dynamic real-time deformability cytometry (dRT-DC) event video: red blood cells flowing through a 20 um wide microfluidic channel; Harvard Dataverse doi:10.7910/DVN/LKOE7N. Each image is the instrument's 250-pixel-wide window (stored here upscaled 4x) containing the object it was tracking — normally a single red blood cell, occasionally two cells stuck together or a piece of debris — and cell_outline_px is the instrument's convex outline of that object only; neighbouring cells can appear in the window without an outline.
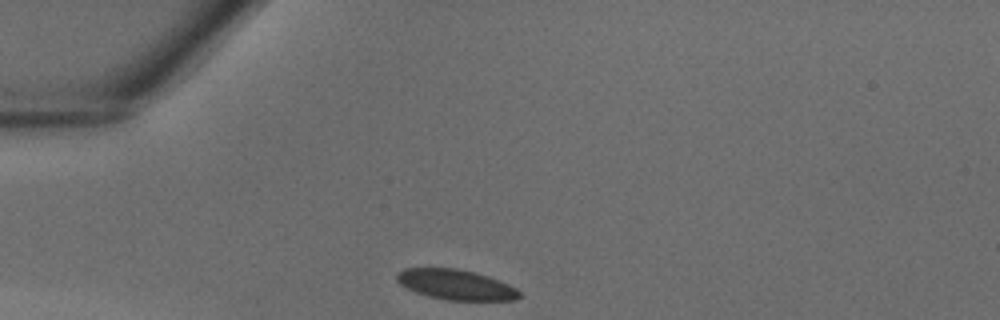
{"species": "common noctule bat (a hibernating species)", "species_latin": "Nyctalus noctula", "temperature_condition": "warm", "stored_images_in_passage": 24, "camera_frame_rate_fps": 3000, "um_per_image_px": 0.085, "animal": {"sex": "male", "body_mass_g": 18.8}, "frame": {"image": 1, "passage_image": 1, "time_ms": 0.0, "image_size_px": [1000, 320], "cell_outline_px": [[524, 296], [516, 300], [448, 300], [428, 296], [416, 292], [400, 284], [396, 280], [396, 272], [404, 268], [456, 268], [476, 272], [488, 276], [508, 284], [516, 288]], "centroid_in_image_um": [38.76, 24.19], "position_along_channel_um": 46.2, "area_um2": 21.68}}
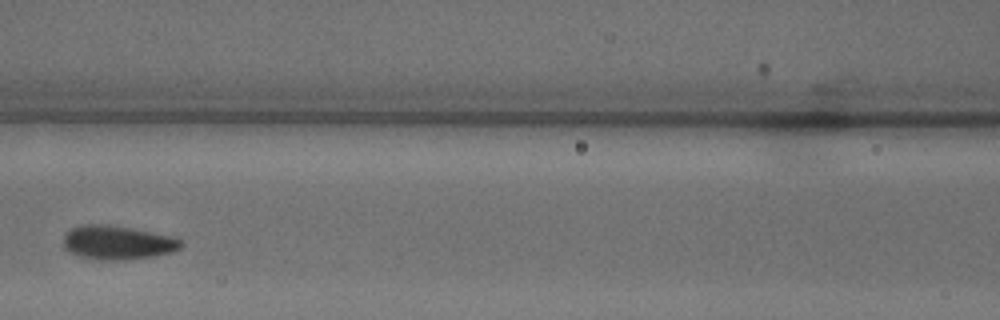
{"frame": {"image": 2, "passage_image": 9, "time_ms": 2.667, "image_size_px": [1000, 320], "cell_outline_px": [[184, 244], [180, 248], [172, 252], [152, 256], [124, 260], [100, 260], [80, 256], [64, 248], [64, 236], [72, 228], [80, 224], [108, 224], [176, 236]], "centroid_in_image_um": [10.02, 20.61], "position_along_channel_um": 156.6, "area_um2": 23.29}}
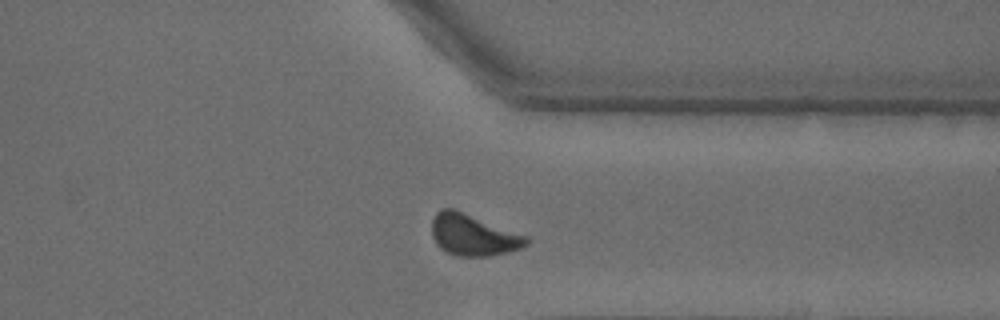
{"frame": {"image": 3, "passage_image": 22, "time_ms": 7.0, "image_size_px": [1000, 320], "cell_outline_px": [[528, 244], [520, 248], [508, 252], [492, 256], [456, 256], [440, 248], [436, 244], [432, 236], [432, 220], [436, 212], [440, 208], [456, 208], [528, 236]], "centroid_in_image_um": [40.21, 19.95], "position_along_channel_um": 371.2, "area_um2": 23.18}}